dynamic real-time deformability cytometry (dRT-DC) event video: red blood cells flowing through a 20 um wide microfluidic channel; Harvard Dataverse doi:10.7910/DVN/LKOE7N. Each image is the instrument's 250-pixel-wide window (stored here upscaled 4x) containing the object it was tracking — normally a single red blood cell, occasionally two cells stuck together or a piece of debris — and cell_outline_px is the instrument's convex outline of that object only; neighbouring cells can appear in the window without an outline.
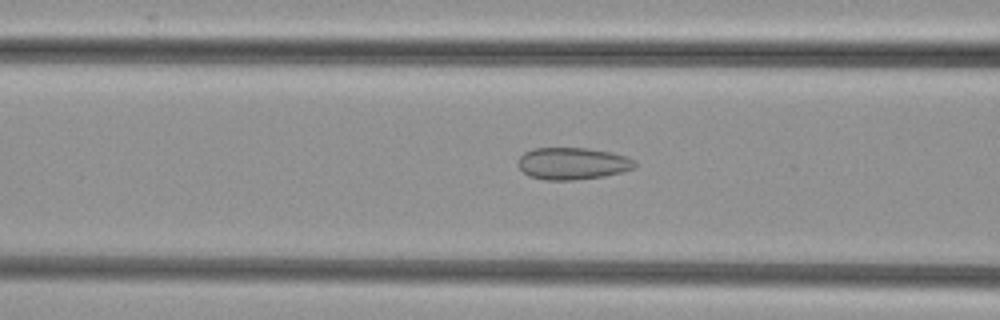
{"species": "common noctule bat (a hibernating species)", "species_latin": "Nyctalus noctula", "temperature_condition": "cold", "stored_images_in_passage": 19, "camera_frame_rate_fps": 3000, "um_per_image_px": 0.085, "animal": {"sex": "female", "body_mass_g": 29.2, "forearm_length_mm": 56.3}, "frame": {"image": 1, "passage_image": 13, "time_ms": 4.0, "image_size_px": [1000, 320], "cell_outline_px": [[636, 168], [604, 176], [572, 180], [544, 180], [528, 176], [520, 168], [520, 156], [524, 152], [532, 148], [588, 148], [612, 152], [636, 160]], "centroid_in_image_um": [48.69, 13.89], "position_along_channel_um": 117.9, "area_um2": 21.79}}
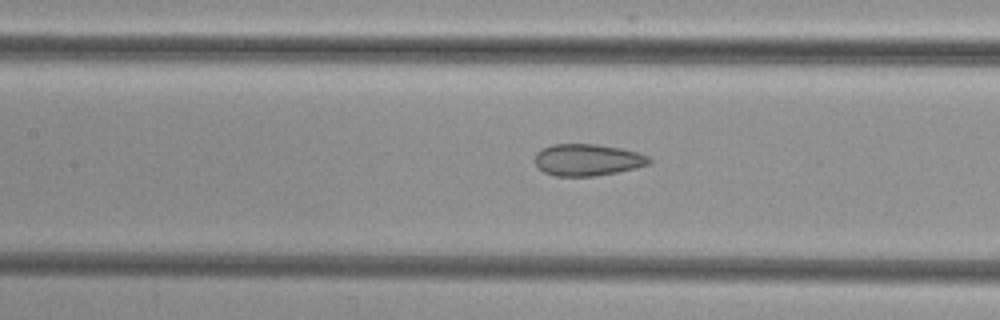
{"frame": {"image": 2, "passage_image": 16, "time_ms": 5.0, "image_size_px": [1000, 320], "cell_outline_px": [[652, 160], [648, 164], [636, 168], [616, 172], [592, 176], [556, 176], [544, 172], [536, 164], [536, 152], [540, 148], [552, 144], [596, 144], [620, 148], [636, 152], [648, 156]], "centroid_in_image_um": [49.92, 13.58], "position_along_channel_um": 157.5, "area_um2": 21.04}}